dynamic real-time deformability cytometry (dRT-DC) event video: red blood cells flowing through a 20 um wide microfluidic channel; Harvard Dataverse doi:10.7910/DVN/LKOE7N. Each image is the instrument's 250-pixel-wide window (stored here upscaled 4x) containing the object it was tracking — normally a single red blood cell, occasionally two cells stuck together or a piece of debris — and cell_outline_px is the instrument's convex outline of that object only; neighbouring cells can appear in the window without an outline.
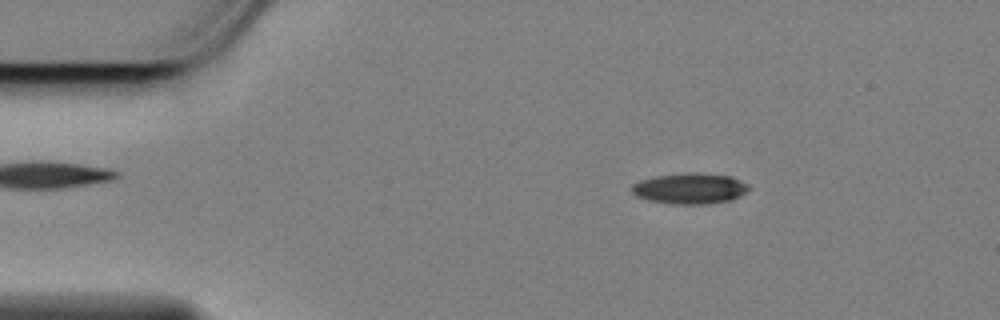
{"species": "Egyptian fruit bat (a non-hibernating species)", "species_latin": "Rousettus aegyptiacus", "temperature_condition": "cold", "stored_images_in_passage": 56, "camera_frame_rate_fps": 3000, "um_per_image_px": 0.085, "animal": {"sex": "female"}, "frame": {"image": 1, "passage_image": 8, "time_ms": 2.333, "image_size_px": [1000, 320], "cell_outline_px": [[752, 188], [740, 196], [732, 200], [708, 204], [672, 204], [648, 200], [636, 196], [632, 192], [632, 184], [640, 180], [656, 176], [688, 172], [696, 172], [732, 176], [748, 184]], "centroid_in_image_um": [58.68, 16.02], "position_along_channel_um": 26.3, "area_um2": 21.27}}
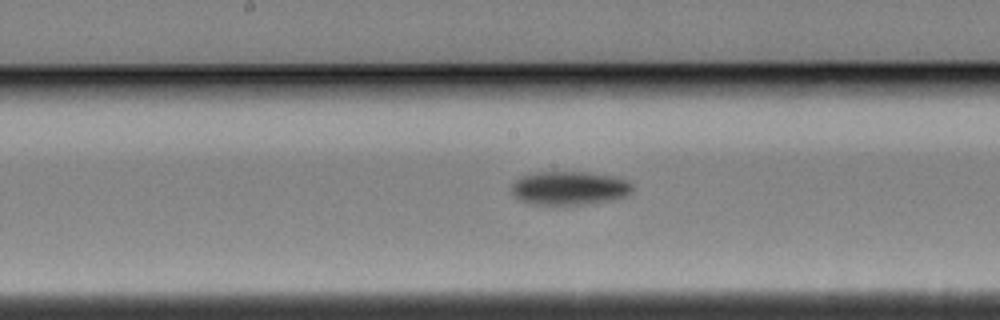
{"frame": {"image": 2, "passage_image": 28, "time_ms": 9.0, "image_size_px": [1000, 320], "cell_outline_px": [[632, 192], [628, 196], [612, 200], [592, 204], [528, 204], [520, 200], [512, 192], [512, 184], [520, 176], [536, 172], [584, 172], [612, 176], [628, 180], [632, 184]], "centroid_in_image_um": [48.43, 15.99], "position_along_channel_um": 199.8, "area_um2": 23.81}}
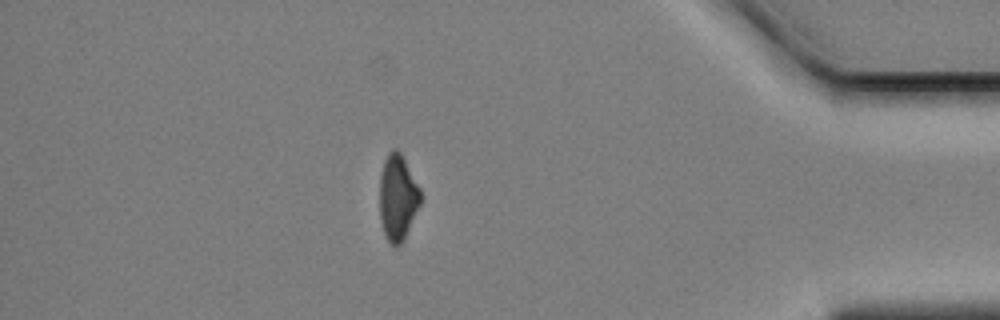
{"frame": {"image": 3, "passage_image": 49, "time_ms": 16.0, "image_size_px": [1000, 320], "cell_outline_px": [[420, 204], [404, 240], [396, 248], [392, 248], [384, 236], [380, 220], [380, 176], [384, 160], [388, 152], [392, 148], [396, 148], [400, 152], [420, 188]], "centroid_in_image_um": [33.78, 16.83], "position_along_channel_um": 401.4, "area_um2": 20.63}, "authors_computed_cell_mechanics": {"area_um2": 22.1085, "velocity_mm_per_s": 3.4568, "shape_relaxation_time_tau1_ms": 2.8424, "shape_relaxation_time_tau2_ms": null, "deformation_change_tau1": 0.134, "deformation_change_tau2": null}}